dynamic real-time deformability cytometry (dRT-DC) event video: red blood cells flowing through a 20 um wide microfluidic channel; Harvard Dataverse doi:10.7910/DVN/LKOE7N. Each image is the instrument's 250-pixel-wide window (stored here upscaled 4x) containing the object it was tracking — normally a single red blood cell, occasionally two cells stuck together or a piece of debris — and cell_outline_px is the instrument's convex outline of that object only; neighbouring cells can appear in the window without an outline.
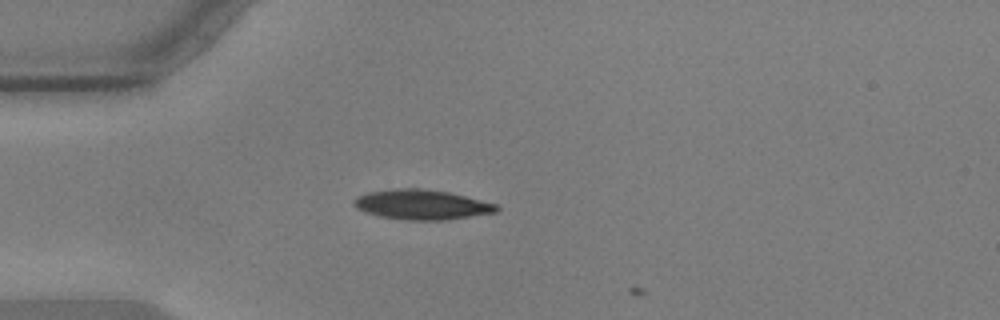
{"species": "common noctule bat (a hibernating species)", "species_latin": "Nyctalus noctula", "temperature_condition": "warm", "stored_images_in_passage": 2, "camera_frame_rate_fps": 3000, "um_per_image_px": 0.085, "animal": {"sex": "male", "body_mass_g": 17.9, "forearm_length_mm": 54.2}, "frame": {"image": 1, "passage_image": 1, "time_ms": 0.0, "image_size_px": [1000, 320], "cell_outline_px": [[500, 208], [496, 212], [448, 220], [404, 220], [380, 216], [364, 212], [356, 208], [352, 204], [352, 200], [356, 196], [368, 192], [396, 188], [420, 188], [448, 192], [496, 204]], "centroid_in_image_um": [35.79, 17.39], "position_along_channel_um": 49.2, "area_um2": 24.91}}